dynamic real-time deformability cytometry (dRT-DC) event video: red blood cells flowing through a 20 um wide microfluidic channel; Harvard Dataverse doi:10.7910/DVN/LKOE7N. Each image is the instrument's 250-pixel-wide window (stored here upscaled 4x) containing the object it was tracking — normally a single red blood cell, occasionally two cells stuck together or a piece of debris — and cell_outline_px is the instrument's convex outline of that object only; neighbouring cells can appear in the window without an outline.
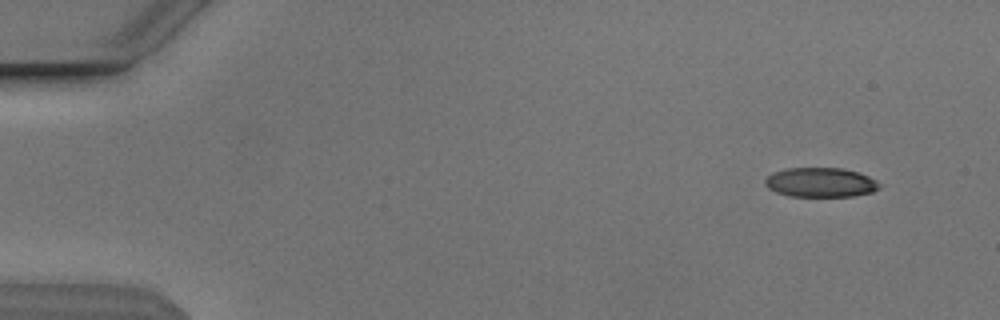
{"species": "Egyptian fruit bat (a non-hibernating species)", "species_latin": "Rousettus aegyptiacus", "temperature_condition": "cold", "stored_images_in_passage": 50, "camera_frame_rate_fps": 3000, "um_per_image_px": 0.085, "animal": {"sex": "male"}, "frame": {"image": 1, "passage_image": 1, "time_ms": 0.0, "image_size_px": [1000, 320], "cell_outline_px": [[880, 188], [872, 192], [852, 196], [788, 196], [776, 192], [768, 188], [764, 184], [764, 180], [772, 172], [784, 168], [844, 168], [860, 172], [876, 180], [880, 184]], "centroid_in_image_um": [69.74, 15.49], "position_along_channel_um": 15.3, "area_um2": 19.83}}
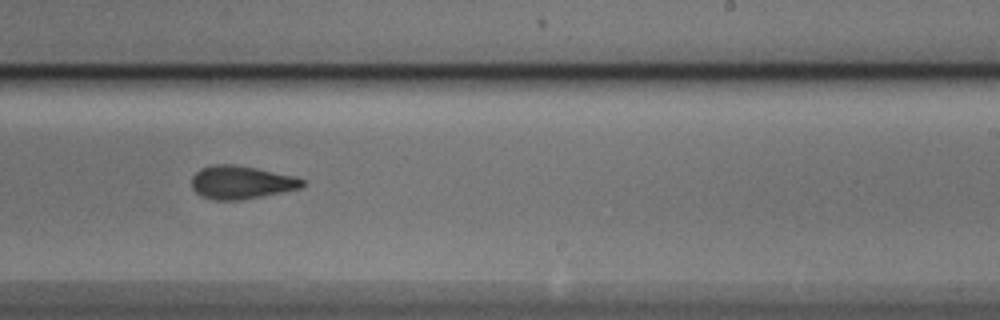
{"frame": {"image": 2, "passage_image": 30, "time_ms": 9.667, "image_size_px": [1000, 320], "cell_outline_px": [[304, 184], [300, 188], [240, 200], [216, 200], [200, 196], [192, 188], [192, 176], [200, 168], [212, 164], [232, 164], [256, 168], [296, 176], [304, 180]], "centroid_in_image_um": [20.47, 15.49], "position_along_channel_um": 268.5, "area_um2": 21.33}}
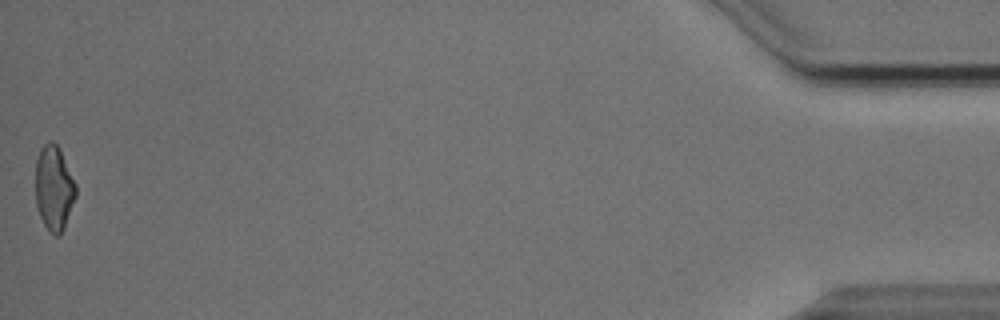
{"frame": {"image": 3, "passage_image": 50, "time_ms": 16.333, "image_size_px": [1000, 320], "cell_outline_px": [[76, 196], [64, 228], [60, 236], [56, 236], [48, 232], [40, 216], [36, 204], [36, 160], [40, 148], [48, 140], [52, 140], [60, 148], [76, 184]], "centroid_in_image_um": [4.59, 15.98], "position_along_channel_um": 430.6, "area_um2": 20.11}, "authors_computed_cell_mechanics": {"area_um2": 21.2126, "velocity_mm_per_s": 3.854, "shape_relaxation_time_tau1_ms": 6.154, "shape_relaxation_time_tau2_ms": 3.2482, "deformation_change_tau1": 0.1595, "deformation_change_tau2": 0.117}}